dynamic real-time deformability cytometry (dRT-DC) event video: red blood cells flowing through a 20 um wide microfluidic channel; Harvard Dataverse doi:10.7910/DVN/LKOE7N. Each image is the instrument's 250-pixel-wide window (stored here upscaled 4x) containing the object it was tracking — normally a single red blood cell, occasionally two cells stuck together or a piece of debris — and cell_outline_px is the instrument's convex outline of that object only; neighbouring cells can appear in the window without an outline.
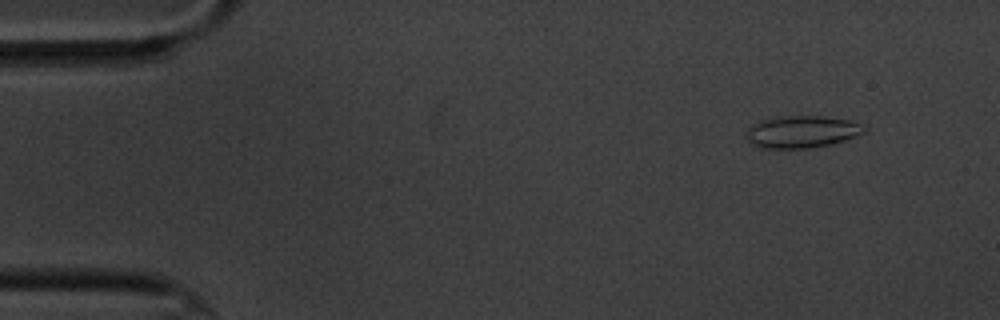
{"species": "common noctule bat (a hibernating species)", "species_latin": "Nyctalus noctula", "temperature_condition": "cold", "stored_images_in_passage": 5, "camera_frame_rate_fps": 3000, "um_per_image_px": 0.085, "animal": {"sex": "male", "body_mass_g": 20.1, "forearm_length_mm": 53.5}, "frame": {"image": 1, "passage_image": 2, "time_ms": 1.0, "image_size_px": [1000, 320], "cell_outline_px": [[868, 128], [864, 132], [856, 136], [844, 140], [828, 144], [808, 148], [760, 148], [752, 144], [744, 136], [748, 128], [752, 124], [760, 120], [784, 116], [824, 116], [848, 120], [860, 124]], "centroid_in_image_um": [68.11, 11.2], "position_along_channel_um": 16.9, "area_um2": 22.02}}
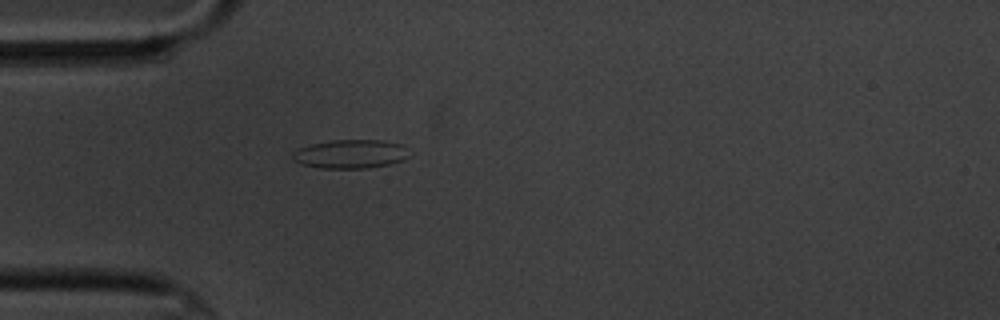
{"frame": {"image": 2, "passage_image": 5, "time_ms": 4.667, "image_size_px": [1000, 320], "cell_outline_px": [[408, 156], [404, 160], [388, 164], [364, 168], [320, 168], [300, 164], [292, 160], [292, 152], [300, 148], [312, 144], [332, 140], [384, 140], [400, 144]], "centroid_in_image_um": [29.72, 13.09], "position_along_channel_um": 55.3, "area_um2": 19.31}}